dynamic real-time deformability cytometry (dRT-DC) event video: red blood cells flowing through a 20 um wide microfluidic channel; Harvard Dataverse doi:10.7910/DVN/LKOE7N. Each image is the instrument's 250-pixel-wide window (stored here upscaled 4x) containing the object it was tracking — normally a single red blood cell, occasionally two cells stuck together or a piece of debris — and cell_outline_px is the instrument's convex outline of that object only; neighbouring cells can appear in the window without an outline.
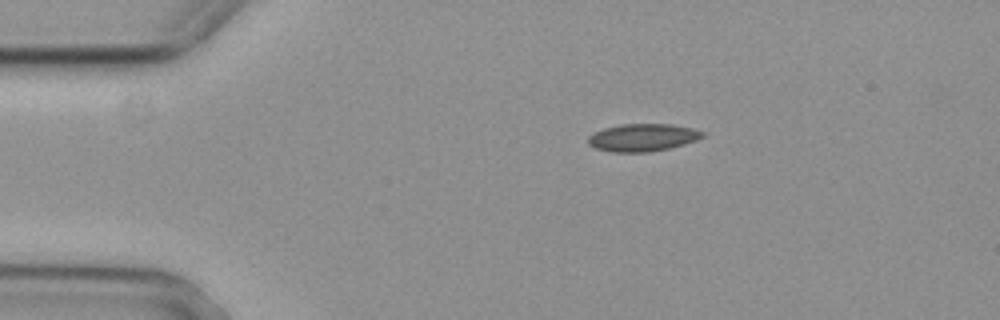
{"species": "common noctule bat (a hibernating species)", "species_latin": "Nyctalus noctula", "temperature_condition": "cold", "stored_images_in_passage": 5, "camera_frame_rate_fps": 3000, "um_per_image_px": 0.085, "animal": {"sex": "female", "body_mass_g": 29.2, "forearm_length_mm": 56.3}, "frame": {"image": 1, "passage_image": 1, "time_ms": 0.0, "image_size_px": [1000, 320], "cell_outline_px": [[704, 136], [696, 140], [684, 144], [668, 148], [648, 152], [612, 152], [596, 148], [588, 144], [588, 136], [604, 128], [620, 124], [672, 124], [692, 128], [704, 132]], "centroid_in_image_um": [54.62, 11.68], "position_along_channel_um": 30.4, "area_um2": 18.26}}
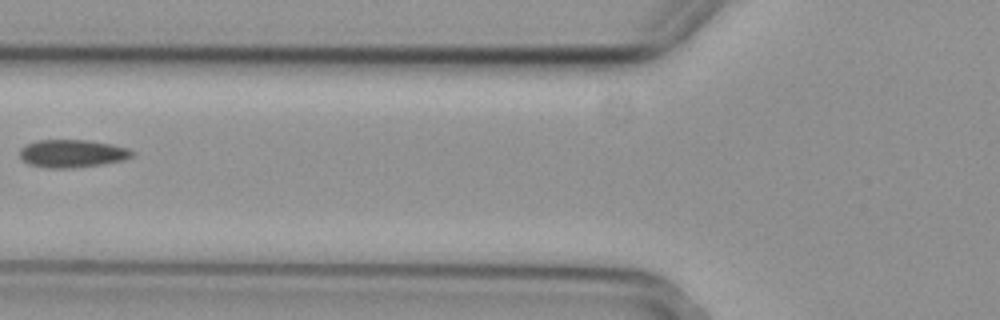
{"frame": {"image": 2, "passage_image": 4, "time_ms": 1.0, "image_size_px": [1000, 320], "cell_outline_px": [[136, 152], [132, 156], [124, 160], [100, 164], [72, 168], [48, 168], [28, 164], [20, 156], [20, 148], [24, 144], [36, 140], [88, 140], [112, 144], [128, 148]], "centroid_in_image_um": [6.13, 13.04], "position_along_channel_um": 119.7, "area_um2": 18.32}}
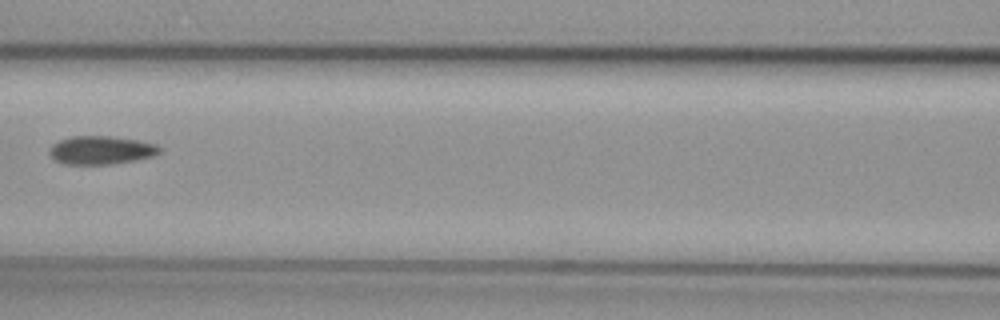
{"frame": {"image": 3, "passage_image": 5, "time_ms": 1.333, "image_size_px": [1000, 320], "cell_outline_px": [[160, 152], [152, 156], [136, 160], [112, 164], [64, 164], [56, 160], [48, 152], [52, 144], [60, 140], [72, 136], [108, 136], [136, 140], [156, 144], [160, 148]], "centroid_in_image_um": [8.57, 12.76], "position_along_channel_um": 158.0, "area_um2": 18.03}}